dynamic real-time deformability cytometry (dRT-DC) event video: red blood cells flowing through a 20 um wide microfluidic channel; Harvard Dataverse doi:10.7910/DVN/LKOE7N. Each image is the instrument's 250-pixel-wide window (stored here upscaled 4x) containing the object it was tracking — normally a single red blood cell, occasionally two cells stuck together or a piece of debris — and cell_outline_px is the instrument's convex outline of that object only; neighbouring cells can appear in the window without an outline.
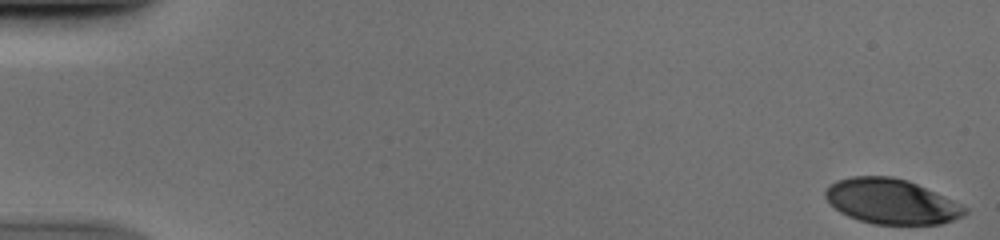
{"species": "human", "species_latin": "Homo sapiens", "temperature_condition": "cold", "stored_images_in_passage": 4, "camera_frame_rate_fps": 3000, "um_per_image_px": 0.085, "donor": {"sex": "male"}, "frame": {"image": 1, "passage_image": 1, "time_ms": 0.0, "image_size_px": [1000, 240], "cell_outline_px": [[968, 212], [952, 220], [940, 224], [876, 224], [860, 220], [848, 216], [840, 212], [824, 196], [824, 192], [828, 184], [836, 180], [852, 176], [892, 176], [908, 180], [944, 196], [968, 208]], "centroid_in_image_um": [75.73, 17.11], "position_along_channel_um": 9.3, "area_um2": 36.41}}